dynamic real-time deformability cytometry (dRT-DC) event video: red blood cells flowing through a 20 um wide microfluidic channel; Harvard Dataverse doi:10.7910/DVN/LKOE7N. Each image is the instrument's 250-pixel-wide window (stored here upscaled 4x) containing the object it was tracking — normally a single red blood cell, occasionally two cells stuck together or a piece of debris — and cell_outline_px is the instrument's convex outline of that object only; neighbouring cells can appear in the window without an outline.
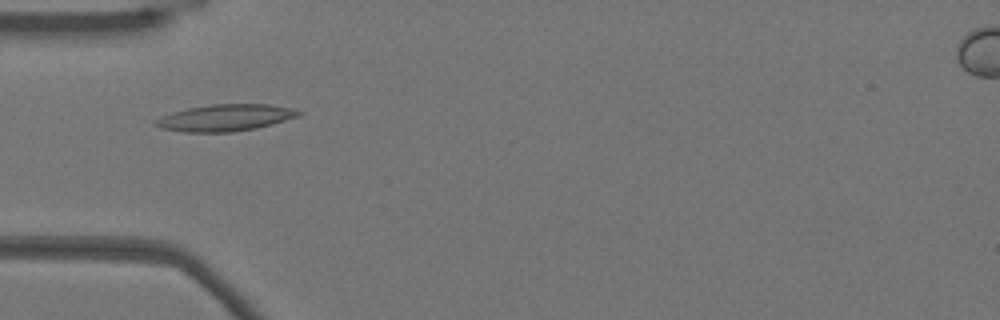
{"species": "Egyptian fruit bat (a non-hibernating species)", "species_latin": "Rousettus aegyptiacus", "temperature_condition": "warm", "stored_images_in_passage": 53, "camera_frame_rate_fps": 3000, "um_per_image_px": 0.085, "animal": {"sex": "female"}, "frame": {"image": 1, "passage_image": 17, "time_ms": 5.333, "image_size_px": [1000, 320], "cell_outline_px": [[304, 112], [300, 116], [272, 124], [256, 128], [232, 132], [184, 132], [160, 128], [152, 124], [152, 120], [160, 116], [172, 112], [188, 108], [212, 104], [268, 104], [292, 108]], "centroid_in_image_um": [19.12, 10.01], "position_along_channel_um": 65.9, "area_um2": 22.48}}
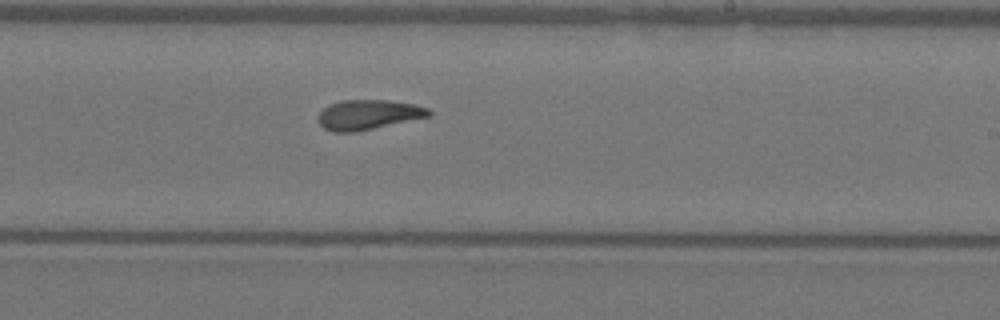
{"frame": {"image": 2, "passage_image": 32, "time_ms": 10.333, "image_size_px": [1000, 320], "cell_outline_px": [[432, 116], [356, 132], [332, 132], [324, 128], [320, 124], [316, 116], [328, 104], [340, 100], [388, 100], [412, 104], [428, 108], [432, 112]], "centroid_in_image_um": [31.29, 9.75], "position_along_channel_um": 257.7, "area_um2": 19.42}}
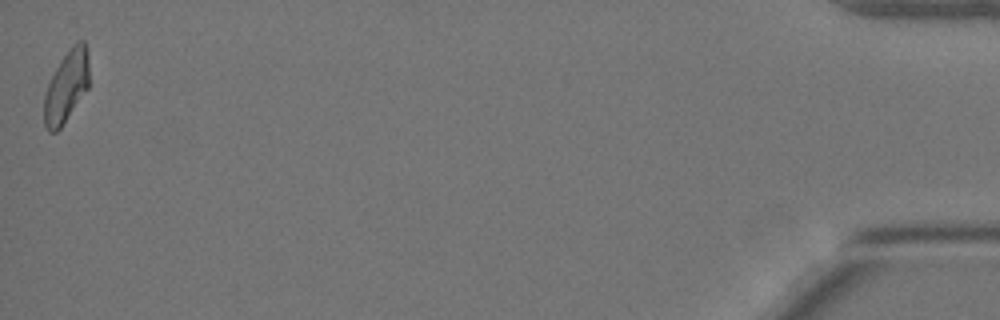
{"frame": {"image": 3, "passage_image": 53, "time_ms": 17.333, "image_size_px": [1000, 320], "cell_outline_px": [[88, 88], [60, 128], [56, 132], [48, 132], [44, 124], [44, 96], [48, 84], [60, 60], [72, 44], [80, 40], [84, 40], [88, 48]], "centroid_in_image_um": [5.64, 7.32], "position_along_channel_um": 429.6, "area_um2": 18.73}, "authors_computed_cell_mechanics": {"area_um2": 19.4208, "velocity_mm_per_s": 3.843, "shape_relaxation_time_tau1_ms": null, "shape_relaxation_time_tau2_ms": 3.4879, "deformation_change_tau1": null, "deformation_change_tau2": 0.1158}}